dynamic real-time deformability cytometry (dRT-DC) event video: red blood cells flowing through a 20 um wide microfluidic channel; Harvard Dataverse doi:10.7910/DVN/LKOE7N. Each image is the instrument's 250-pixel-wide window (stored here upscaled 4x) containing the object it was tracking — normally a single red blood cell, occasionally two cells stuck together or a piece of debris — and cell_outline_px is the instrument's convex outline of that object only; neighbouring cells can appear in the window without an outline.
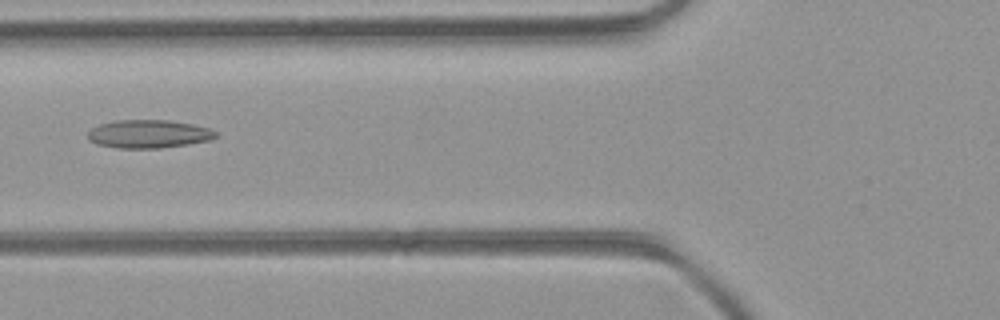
{"species": "common noctule bat (a hibernating species)", "species_latin": "Nyctalus noctula", "temperature_condition": "room temperature", "stored_images_in_passage": 32, "camera_frame_rate_fps": 3000, "um_per_image_px": 0.085, "animal": {"sex": "female", "body_mass_g": 21.9}, "frame": {"image": 1, "passage_image": 5, "time_ms": 1.333, "image_size_px": [1000, 320], "cell_outline_px": [[216, 136], [208, 140], [188, 144], [160, 148], [116, 148], [96, 144], [88, 140], [88, 132], [92, 128], [100, 124], [116, 120], [168, 120], [192, 124], [208, 128], [216, 132]], "centroid_in_image_um": [12.58, 11.39], "position_along_channel_um": 113.2, "area_um2": 20.92}}
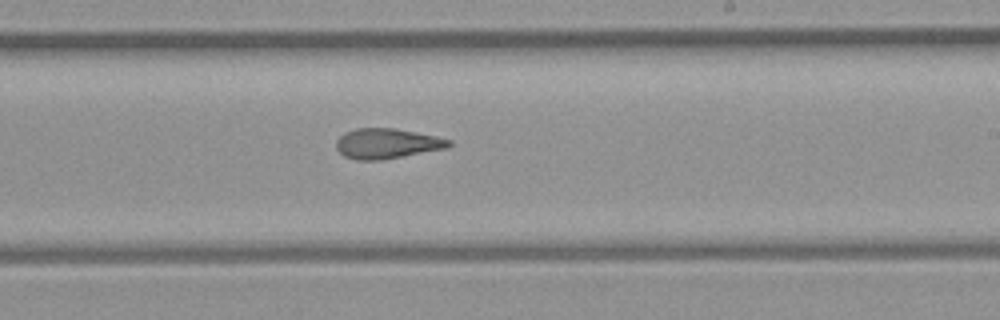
{"frame": {"image": 2, "passage_image": 15, "time_ms": 4.667, "image_size_px": [1000, 320], "cell_outline_px": [[452, 144], [448, 148], [380, 160], [356, 160], [344, 156], [336, 148], [336, 140], [344, 132], [356, 128], [396, 128], [436, 136], [452, 140]], "centroid_in_image_um": [32.89, 12.19], "position_along_channel_um": 256.1, "area_um2": 19.88}}
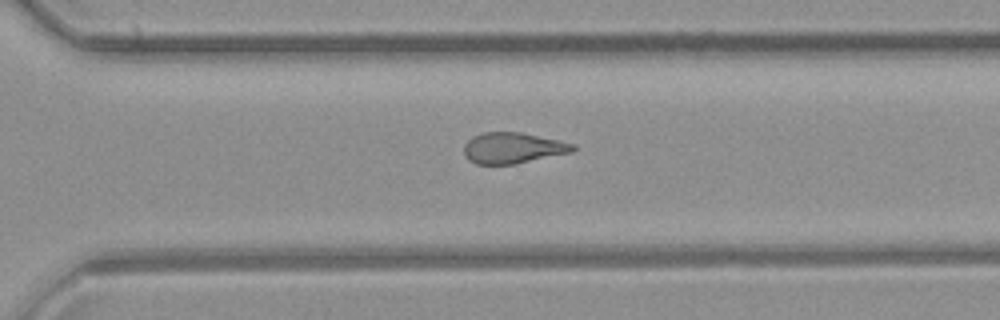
{"frame": {"image": 3, "passage_image": 20, "time_ms": 6.333, "image_size_px": [1000, 320], "cell_outline_px": [[576, 148], [572, 152], [516, 164], [476, 164], [468, 160], [464, 156], [464, 144], [472, 136], [484, 132], [520, 132], [560, 140], [576, 144]], "centroid_in_image_um": [43.59, 12.58], "position_along_channel_um": 327.0, "area_um2": 19.83}, "authors_computed_cell_mechanics": {"area_um2": 20.3167, "velocity_mm_per_s": 4.2854, "shape_relaxation_time_tau1_ms": null, "shape_relaxation_time_tau2_ms": 3.0079, "deformation_change_tau1": null, "deformation_change_tau2": 0.1141}}